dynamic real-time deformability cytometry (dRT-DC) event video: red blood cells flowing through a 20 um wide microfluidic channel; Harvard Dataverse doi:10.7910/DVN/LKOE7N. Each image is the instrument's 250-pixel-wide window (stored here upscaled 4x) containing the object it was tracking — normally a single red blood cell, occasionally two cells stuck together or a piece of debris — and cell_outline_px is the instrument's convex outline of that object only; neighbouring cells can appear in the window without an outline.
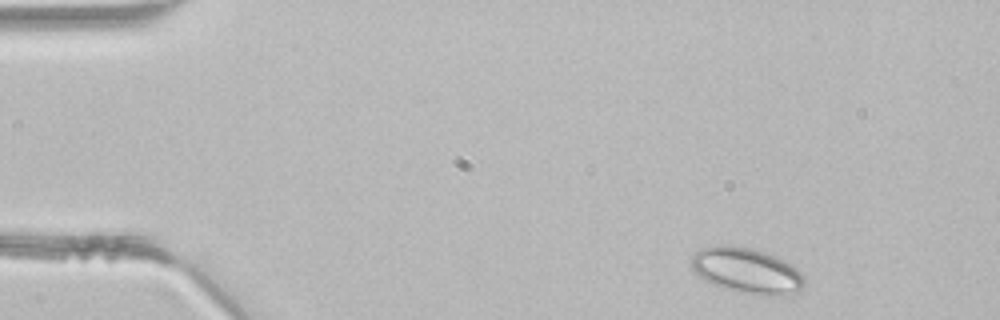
{"species": "common noctule bat (a hibernating species)", "species_latin": "Nyctalus noctula", "temperature_condition": "room temperature", "stored_images_in_passage": 3, "camera_frame_rate_fps": 3000, "um_per_image_px": 0.085, "animal": {"sex": "male", "body_mass_g": 21.5, "forearm_length_mm": 52.0}, "frame": {"image": 1, "passage_image": 1, "time_ms": 0.0, "image_size_px": [1000, 320], "cell_outline_px": [[804, 284], [800, 292], [780, 296], [772, 296], [744, 292], [724, 288], [704, 280], [692, 268], [692, 256], [700, 248], [752, 248], [764, 252], [796, 268], [804, 276]], "centroid_in_image_um": [63.53, 23.06], "position_along_channel_um": 21.5, "area_um2": 28.84}}